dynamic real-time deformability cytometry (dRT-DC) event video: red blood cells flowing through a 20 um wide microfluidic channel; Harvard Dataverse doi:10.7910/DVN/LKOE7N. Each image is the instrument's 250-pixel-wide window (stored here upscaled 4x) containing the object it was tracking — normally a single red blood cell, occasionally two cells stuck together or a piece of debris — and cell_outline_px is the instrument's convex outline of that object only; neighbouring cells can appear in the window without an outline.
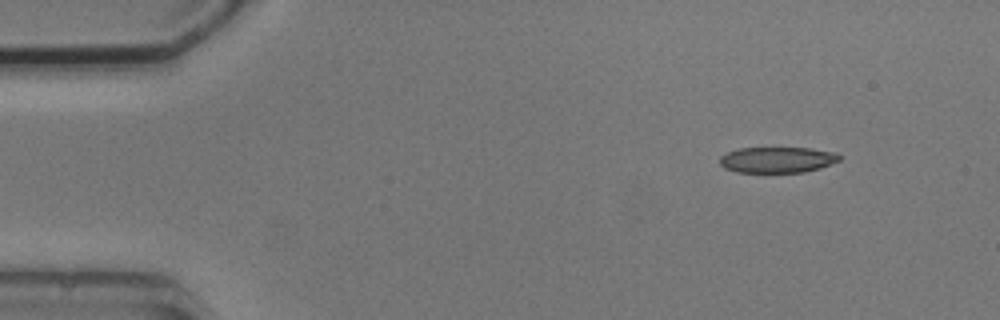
{"species": "common noctule bat (a hibernating species)", "species_latin": "Nyctalus noctula", "temperature_condition": "cold", "stored_images_in_passage": 4, "camera_frame_rate_fps": 3000, "um_per_image_px": 0.085, "animal": {"sex": "male", "body_mass_g": 20.5, "forearm_length_mm": 52.5}, "frame": {"image": 1, "passage_image": 1, "time_ms": 0.0, "image_size_px": [1000, 320], "cell_outline_px": [[840, 160], [820, 168], [804, 172], [736, 172], [724, 168], [720, 164], [720, 156], [728, 152], [740, 148], [812, 148], [836, 152], [840, 156]], "centroid_in_image_um": [66.08, 13.58], "position_along_channel_um": 18.9, "area_um2": 18.03}}
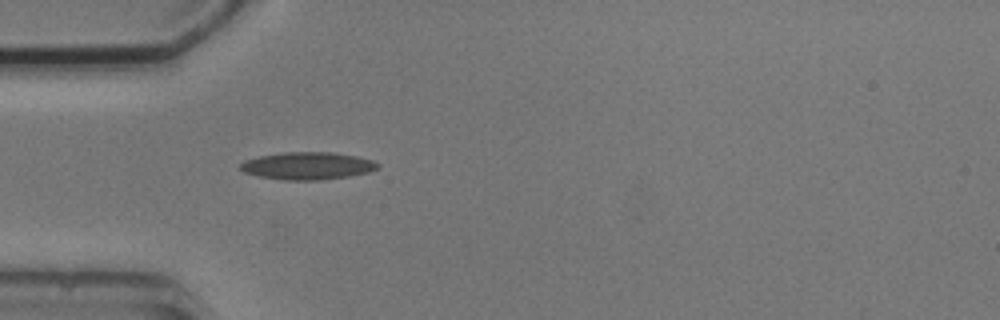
{"frame": {"image": 2, "passage_image": 4, "time_ms": 3.333, "image_size_px": [1000, 320], "cell_outline_px": [[380, 168], [368, 172], [348, 176], [320, 180], [284, 180], [260, 176], [244, 172], [240, 168], [240, 164], [244, 160], [256, 156], [284, 152], [332, 152], [356, 156], [372, 160], [380, 164]], "centroid_in_image_um": [26.14, 14.09], "position_along_channel_um": 58.9, "area_um2": 22.02}}